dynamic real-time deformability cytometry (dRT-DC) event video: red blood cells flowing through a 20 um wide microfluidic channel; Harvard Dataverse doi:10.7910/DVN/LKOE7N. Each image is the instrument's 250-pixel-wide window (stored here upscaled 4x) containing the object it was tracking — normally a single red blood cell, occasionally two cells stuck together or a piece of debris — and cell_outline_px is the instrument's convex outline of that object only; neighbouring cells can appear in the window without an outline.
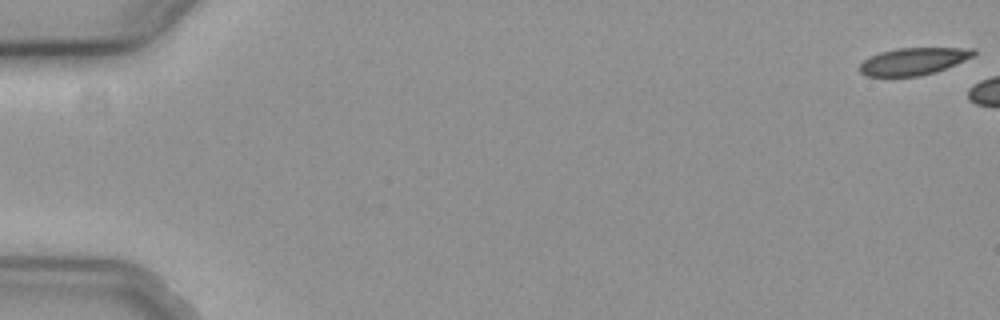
{"species": "common noctule bat (a hibernating species)", "species_latin": "Nyctalus noctula", "temperature_condition": "cold", "stored_images_in_passage": 9, "camera_frame_rate_fps": 3000, "um_per_image_px": 0.085, "animal": {"sex": "female", "body_mass_g": 19.3, "forearm_length_mm": 54.1}, "frame": {"image": 1, "passage_image": 1, "time_ms": 0.0, "image_size_px": [1000, 320], "cell_outline_px": [[976, 52], [972, 56], [956, 64], [936, 72], [920, 76], [864, 76], [860, 72], [860, 64], [868, 56], [880, 52], [896, 48], [976, 48]], "centroid_in_image_um": [77.62, 5.21], "position_along_channel_um": 7.4, "area_um2": 18.09}}